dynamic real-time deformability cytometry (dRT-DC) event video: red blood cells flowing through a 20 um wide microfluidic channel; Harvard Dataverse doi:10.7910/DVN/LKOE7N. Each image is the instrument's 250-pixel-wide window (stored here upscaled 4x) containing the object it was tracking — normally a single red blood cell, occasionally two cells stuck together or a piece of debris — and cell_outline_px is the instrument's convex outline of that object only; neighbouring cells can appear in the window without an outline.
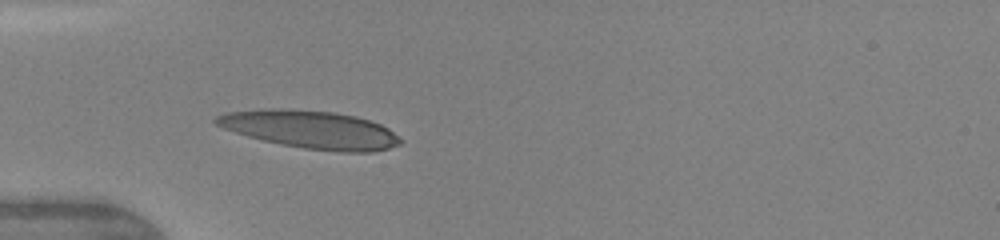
{"species": "human", "species_latin": "Homo sapiens", "temperature_condition": "warm", "stored_images_in_passage": 4, "camera_frame_rate_fps": 3000, "um_per_image_px": 0.085, "donor": {"sex": "female"}, "frame": {"image": 1, "passage_image": 1, "time_ms": 0.0, "image_size_px": [1000, 240], "cell_outline_px": [[404, 140], [400, 144], [388, 148], [372, 152], [340, 152], [304, 148], [280, 144], [248, 136], [224, 128], [216, 124], [212, 120], [216, 116], [228, 112], [272, 108], [280, 108], [332, 112], [356, 116], [380, 124], [388, 128]], "centroid_in_image_um": [26.42, 11.01], "position_along_channel_um": 58.6, "area_um2": 40.46}}